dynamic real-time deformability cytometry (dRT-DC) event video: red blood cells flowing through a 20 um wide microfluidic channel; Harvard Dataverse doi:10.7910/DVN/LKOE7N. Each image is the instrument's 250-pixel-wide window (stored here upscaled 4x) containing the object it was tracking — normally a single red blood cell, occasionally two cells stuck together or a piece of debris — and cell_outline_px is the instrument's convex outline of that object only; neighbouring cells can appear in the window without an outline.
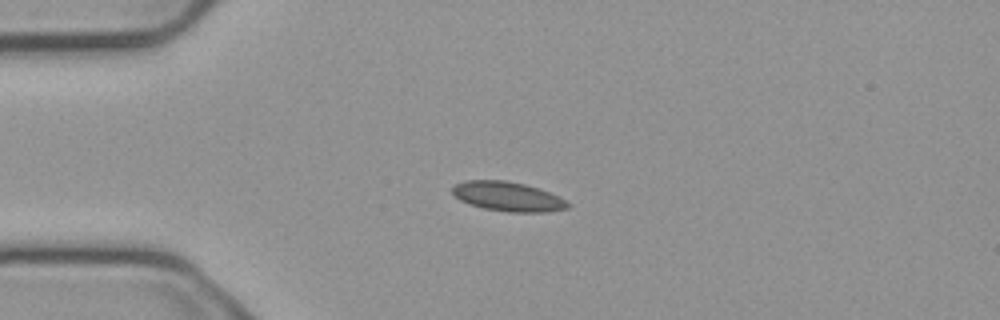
{"species": "common noctule bat (a hibernating species)", "species_latin": "Nyctalus noctula", "temperature_condition": "cold", "stored_images_in_passage": 3, "camera_frame_rate_fps": 3000, "um_per_image_px": 0.085, "animal": {"sex": "male", "body_mass_g": 23.1, "forearm_length_mm": 52.7}, "frame": {"image": 1, "passage_image": 3, "time_ms": 0.667, "image_size_px": [1000, 320], "cell_outline_px": [[572, 204], [568, 208], [544, 212], [508, 212], [484, 208], [468, 204], [460, 200], [452, 192], [452, 188], [456, 184], [464, 180], [504, 180], [524, 184], [548, 192]], "centroid_in_image_um": [43.13, 16.7], "position_along_channel_um": 41.9, "area_um2": 19.59}}